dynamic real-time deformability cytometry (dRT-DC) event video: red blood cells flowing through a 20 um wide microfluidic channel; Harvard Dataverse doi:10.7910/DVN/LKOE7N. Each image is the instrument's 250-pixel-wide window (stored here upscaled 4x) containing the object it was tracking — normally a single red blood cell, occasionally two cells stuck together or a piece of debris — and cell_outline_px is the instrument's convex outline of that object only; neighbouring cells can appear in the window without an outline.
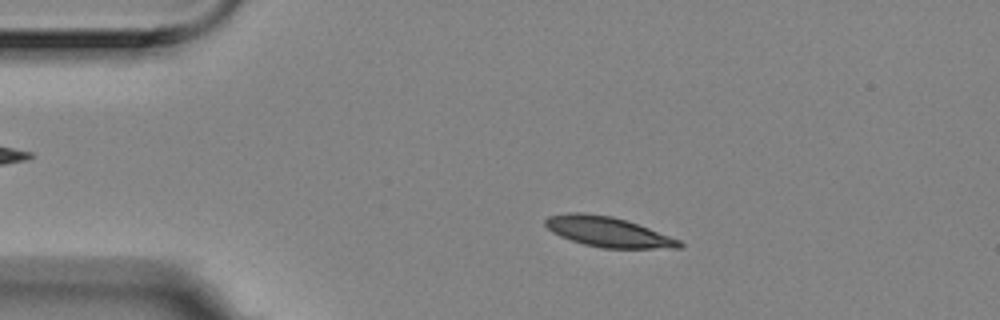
{"species": "Egyptian fruit bat (a non-hibernating species)", "species_latin": "Rousettus aegyptiacus", "temperature_condition": "room temperature", "stored_images_in_passage": 5, "camera_frame_rate_fps": 3000, "um_per_image_px": 0.085, "animal": {"sex": "female"}, "frame": {"image": 1, "passage_image": 3, "time_ms": 0.667, "image_size_px": [1000, 320], "cell_outline_px": [[684, 244], [680, 248], [600, 248], [584, 244], [560, 236], [552, 232], [544, 224], [544, 220], [548, 216], [568, 212], [584, 212], [612, 216], [648, 228], [680, 240]], "centroid_in_image_um": [51.64, 19.7], "position_along_channel_um": 33.4, "area_um2": 23.35}}
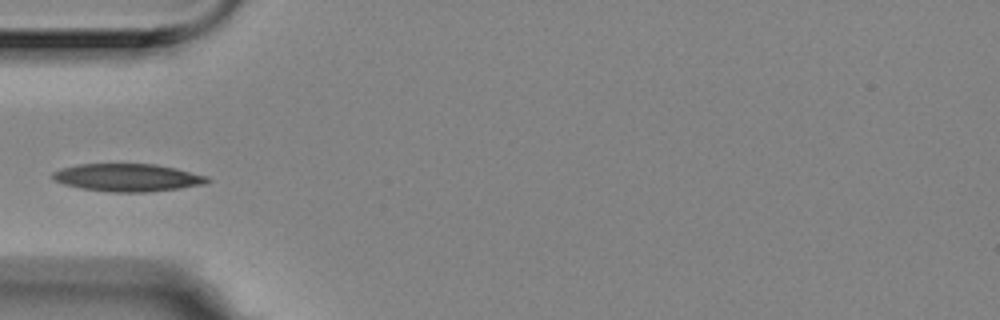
{"frame": {"image": 2, "passage_image": 5, "time_ms": 1.333, "image_size_px": [1000, 320], "cell_outline_px": [[212, 180], [204, 184], [180, 188], [144, 192], [108, 192], [80, 188], [64, 184], [52, 180], [52, 172], [60, 168], [76, 164], [156, 164], [176, 168], [208, 176]], "centroid_in_image_um": [10.82, 15.09], "position_along_channel_um": 74.2, "area_um2": 25.14}}